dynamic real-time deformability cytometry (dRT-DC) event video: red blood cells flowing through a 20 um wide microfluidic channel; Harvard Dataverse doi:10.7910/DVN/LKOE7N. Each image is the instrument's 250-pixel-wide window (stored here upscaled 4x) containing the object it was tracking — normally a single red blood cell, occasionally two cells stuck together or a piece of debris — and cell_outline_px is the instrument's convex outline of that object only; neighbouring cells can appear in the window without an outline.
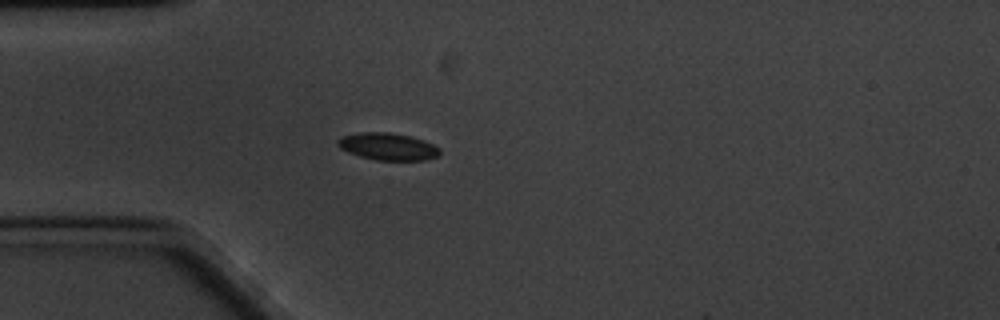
{"species": "common noctule bat (a hibernating species)", "species_latin": "Nyctalus noctula", "temperature_condition": "cold", "stored_images_in_passage": 45, "camera_frame_rate_fps": 3000, "um_per_image_px": 0.085, "animal": {"sex": "male", "body_mass_g": 20.1, "forearm_length_mm": 53.5}, "frame": {"image": 1, "passage_image": 1, "time_ms": 0.0, "image_size_px": [1000, 320], "cell_outline_px": [[440, 152], [436, 156], [424, 160], [376, 160], [360, 156], [348, 152], [340, 148], [336, 144], [336, 140], [340, 136], [360, 132], [388, 132], [412, 136], [424, 140], [440, 148]], "centroid_in_image_um": [32.93, 12.44], "position_along_channel_um": 52.1, "area_um2": 16.24}}
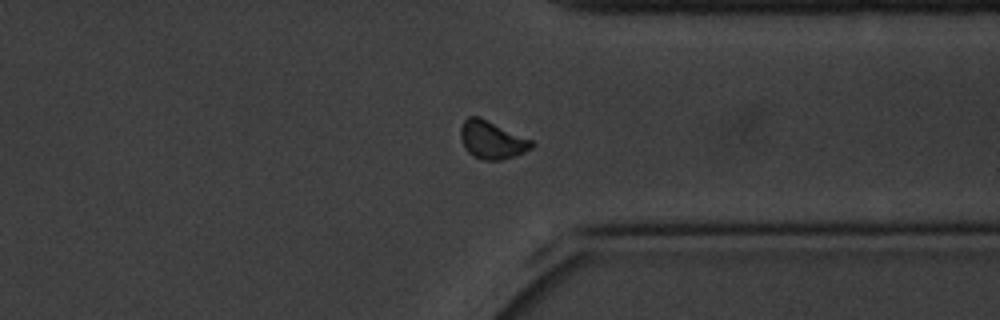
{"frame": {"image": 2, "passage_image": 31, "time_ms": 10.0, "image_size_px": [1000, 320], "cell_outline_px": [[536, 144], [532, 148], [516, 156], [500, 160], [480, 160], [472, 156], [464, 148], [460, 140], [460, 128], [464, 120], [468, 116], [480, 116], [532, 140]], "centroid_in_image_um": [41.79, 11.89], "position_along_channel_um": 369.6, "area_um2": 16.01}}
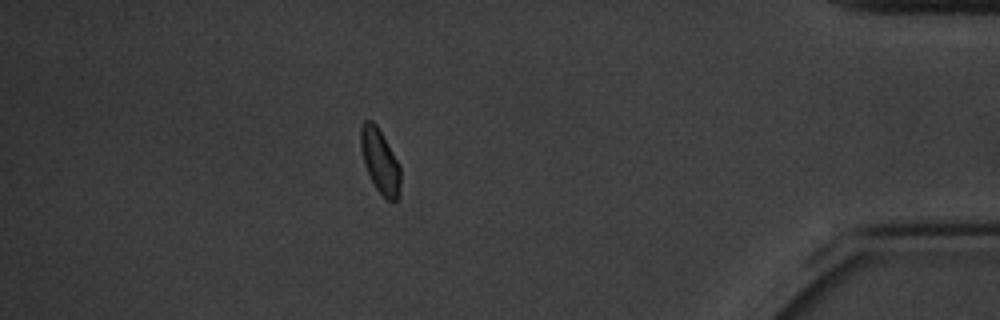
{"frame": {"image": 3, "passage_image": 38, "time_ms": 12.333, "image_size_px": [1000, 320], "cell_outline_px": [[400, 192], [396, 200], [388, 200], [376, 188], [364, 164], [360, 148], [360, 128], [364, 120], [372, 120], [376, 124], [400, 164]], "centroid_in_image_um": [32.29, 13.66], "position_along_channel_um": 402.9, "area_um2": 14.8}}